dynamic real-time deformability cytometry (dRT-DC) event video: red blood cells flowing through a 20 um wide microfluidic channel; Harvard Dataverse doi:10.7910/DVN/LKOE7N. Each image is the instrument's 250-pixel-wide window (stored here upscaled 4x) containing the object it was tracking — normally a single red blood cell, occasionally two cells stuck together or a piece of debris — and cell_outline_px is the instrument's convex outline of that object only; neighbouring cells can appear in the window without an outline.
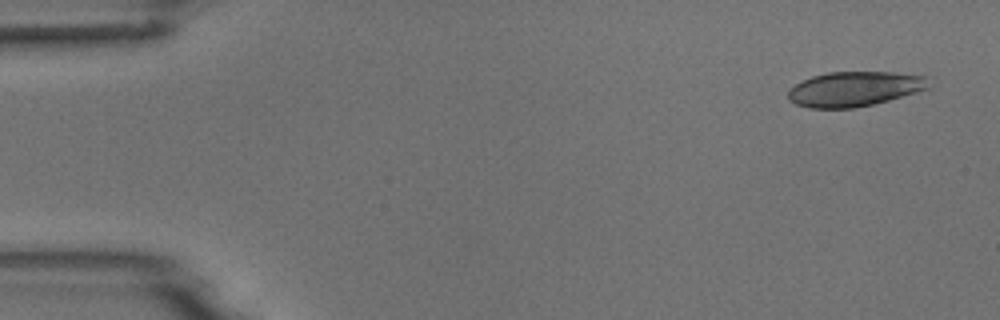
{"species": "common noctule bat (a hibernating species)", "species_latin": "Nyctalus noctula", "temperature_condition": "room temperature", "stored_images_in_passage": 4, "camera_frame_rate_fps": 3000, "um_per_image_px": 0.085, "animal": {"sex": "male", "body_mass_g": 18.8}, "frame": {"image": 1, "passage_image": 1, "time_ms": 0.0, "image_size_px": [1000, 320], "cell_outline_px": [[932, 88], [888, 100], [872, 104], [852, 108], [808, 108], [796, 104], [788, 100], [788, 88], [812, 76], [828, 72], [892, 72], [924, 76]], "centroid_in_image_um": [72.61, 7.56], "position_along_channel_um": 12.4, "area_um2": 28.5}}
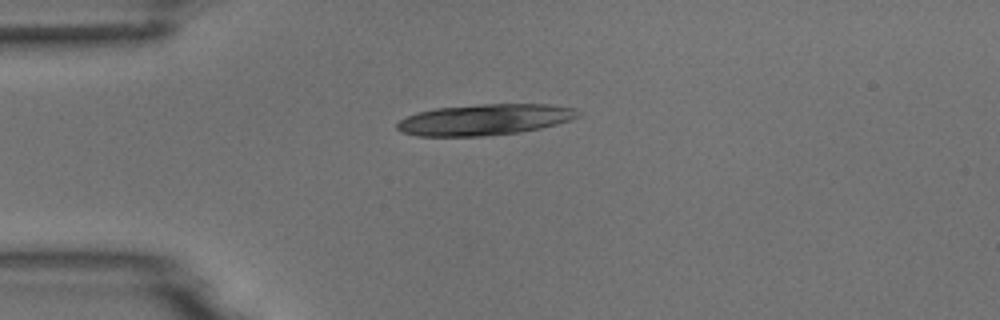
{"frame": {"image": 2, "passage_image": 4, "time_ms": 3.333, "image_size_px": [1000, 320], "cell_outline_px": [[580, 116], [572, 120], [540, 128], [520, 132], [484, 136], [416, 136], [400, 132], [396, 128], [396, 124], [400, 120], [416, 112], [436, 108], [480, 104], [548, 104], [576, 108], [580, 112]], "centroid_in_image_um": [41.2, 10.17], "position_along_channel_um": 43.8, "area_um2": 32.95}}